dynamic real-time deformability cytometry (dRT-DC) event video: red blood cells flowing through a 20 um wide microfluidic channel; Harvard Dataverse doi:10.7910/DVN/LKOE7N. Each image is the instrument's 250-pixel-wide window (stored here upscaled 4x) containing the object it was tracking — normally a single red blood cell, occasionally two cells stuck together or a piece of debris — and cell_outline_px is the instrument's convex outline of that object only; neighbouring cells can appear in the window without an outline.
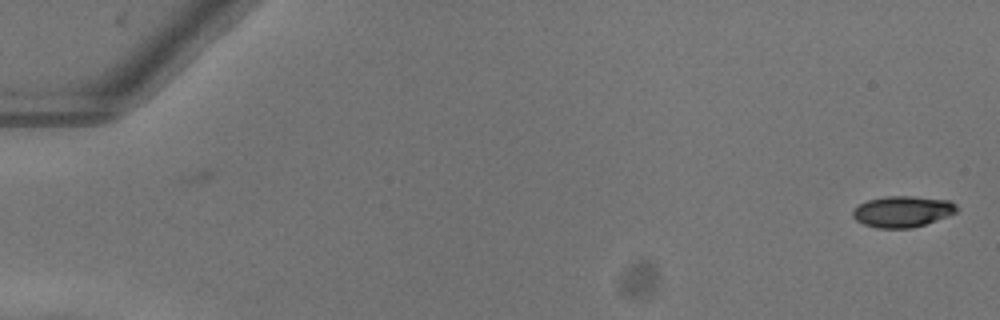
{"species": "common noctule bat (a hibernating species)", "species_latin": "Nyctalus noctula", "temperature_condition": "warm", "stored_images_in_passage": 52, "camera_frame_rate_fps": 3000, "um_per_image_px": 0.085, "animal": {"sex": "female"}, "frame": {"image": 1, "passage_image": 1, "time_ms": 0.0, "image_size_px": [1000, 320], "cell_outline_px": [[956, 212], [948, 216], [912, 228], [876, 228], [864, 224], [856, 220], [852, 216], [852, 212], [860, 204], [868, 200], [884, 196], [912, 196], [948, 200], [956, 204]], "centroid_in_image_um": [76.7, 17.98], "position_along_channel_um": 8.3, "area_um2": 18.73}}
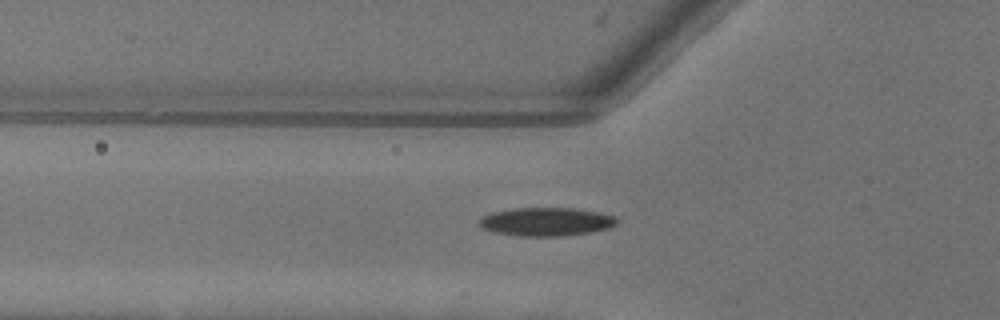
{"frame": {"image": 2, "passage_image": 19, "time_ms": 6.0, "image_size_px": [1000, 320], "cell_outline_px": [[616, 224], [608, 228], [588, 232], [560, 236], [520, 236], [496, 232], [484, 228], [480, 224], [480, 220], [484, 216], [492, 212], [516, 208], [576, 208], [616, 216]], "centroid_in_image_um": [46.45, 18.84], "position_along_channel_um": 79.4, "area_um2": 22.37}}
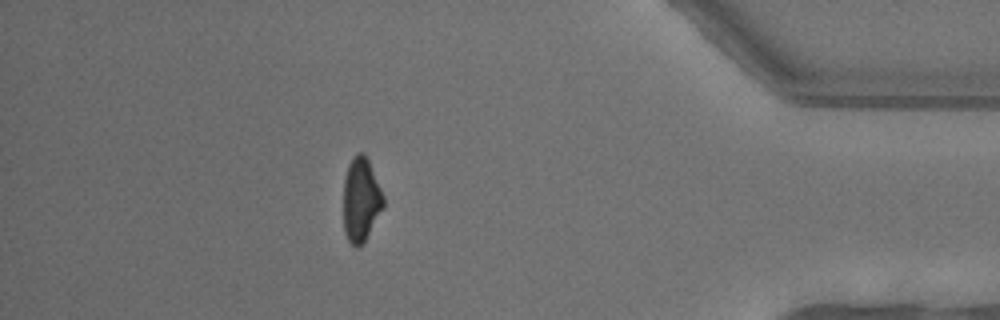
{"frame": {"image": 3, "passage_image": 46, "time_ms": 15.0, "image_size_px": [1000, 320], "cell_outline_px": [[384, 208], [364, 240], [356, 248], [348, 240], [344, 232], [344, 180], [348, 164], [360, 152], [364, 152], [368, 160], [384, 196]], "centroid_in_image_um": [30.69, 16.98], "position_along_channel_um": 404.5, "area_um2": 19.25}, "authors_computed_cell_mechanics": {"area_um2": 20.4034, "velocity_mm_per_s": 4.0636, "shape_relaxation_time_tau1_ms": 5.6406, "shape_relaxation_time_tau2_ms": 5.7296, "deformation_change_tau1": 0.1722, "deformation_change_tau2": 0.1211}}